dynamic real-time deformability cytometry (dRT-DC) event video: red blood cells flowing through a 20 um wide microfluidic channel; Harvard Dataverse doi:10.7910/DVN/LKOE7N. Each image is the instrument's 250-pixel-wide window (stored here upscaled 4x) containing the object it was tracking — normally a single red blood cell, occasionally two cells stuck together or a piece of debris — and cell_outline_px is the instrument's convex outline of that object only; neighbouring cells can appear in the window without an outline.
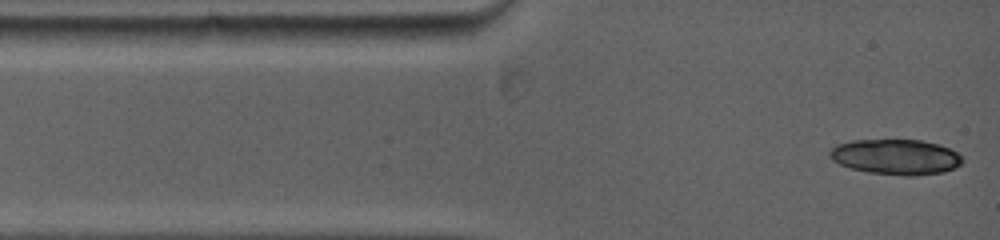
{"species": "common noctule bat (a hibernating species)", "species_latin": "Nyctalus noctula", "temperature_condition": "warm", "stored_images_in_passage": 5, "camera_frame_rate_fps": 5000, "um_per_image_px": 0.085, "animal": {"sex": "female", "body_mass_g": 19.0, "forearm_length_mm": 53.3}, "frame": {"image": 1, "passage_image": 1, "time_ms": 0.0, "image_size_px": [1000, 240], "cell_outline_px": [[964, 160], [960, 164], [944, 172], [916, 176], [904, 176], [868, 172], [852, 168], [840, 164], [832, 160], [828, 156], [828, 152], [836, 144], [852, 140], [920, 140], [940, 144], [956, 152]], "centroid_in_image_um": [76.12, 13.33], "position_along_channel_um": 8.9, "area_um2": 27.4}}